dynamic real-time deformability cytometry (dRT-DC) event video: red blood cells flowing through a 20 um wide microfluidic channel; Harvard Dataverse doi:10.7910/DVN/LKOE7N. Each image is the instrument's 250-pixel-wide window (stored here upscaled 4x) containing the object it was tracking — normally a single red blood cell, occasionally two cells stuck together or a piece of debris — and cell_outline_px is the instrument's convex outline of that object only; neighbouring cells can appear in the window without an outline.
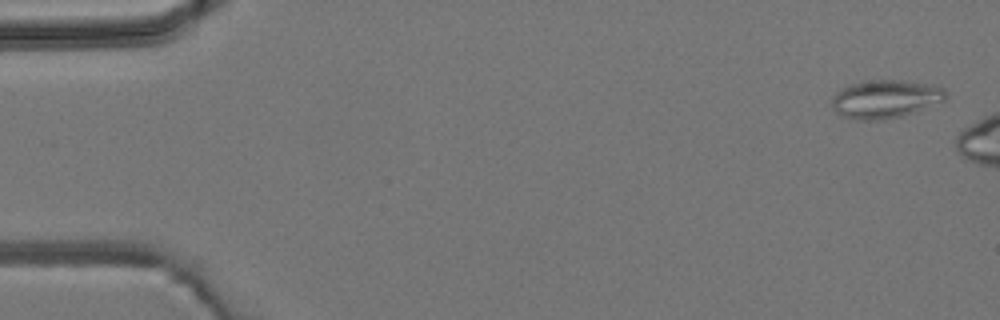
{"species": "common noctule bat (a hibernating species)", "species_latin": "Nyctalus noctula", "temperature_condition": "room temperature", "stored_images_in_passage": 5, "camera_frame_rate_fps": 3000, "um_per_image_px": 0.085, "animal": {"sex": "male", "body_mass_g": 19.2, "forearm_length_mm": 51.8}, "frame": {"image": 1, "passage_image": 1, "time_ms": 0.0, "image_size_px": [1000, 320], "cell_outline_px": [[948, 96], [944, 100], [912, 112], [900, 116], [884, 120], [856, 120], [844, 116], [836, 112], [832, 108], [832, 96], [840, 88], [852, 84], [872, 80], [904, 80], [936, 84], [944, 88]], "centroid_in_image_um": [75.26, 8.4], "position_along_channel_um": 9.7, "area_um2": 25.43}}